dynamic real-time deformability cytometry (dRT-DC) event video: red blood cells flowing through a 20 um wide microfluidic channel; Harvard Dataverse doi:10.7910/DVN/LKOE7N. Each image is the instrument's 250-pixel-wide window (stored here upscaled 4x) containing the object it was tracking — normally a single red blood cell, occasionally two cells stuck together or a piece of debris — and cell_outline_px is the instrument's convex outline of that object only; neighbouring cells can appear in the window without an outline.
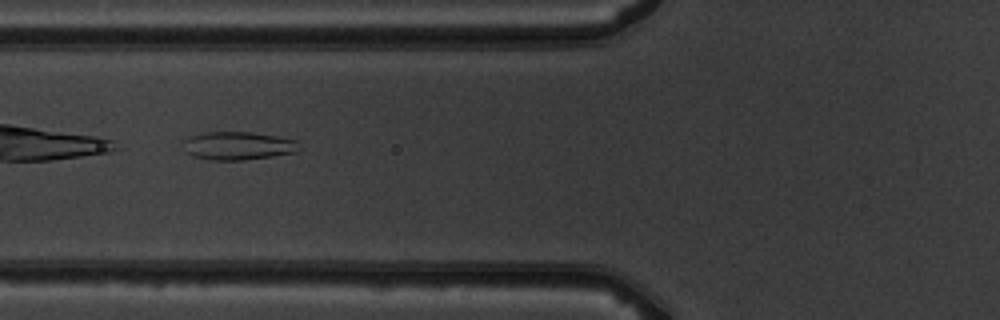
{"species": "common noctule bat (a hibernating species)", "species_latin": "Nyctalus noctula", "temperature_condition": "warm", "stored_images_in_passage": 9, "camera_frame_rate_fps": 3000, "um_per_image_px": 0.085, "animal": {"sex": "male", "body_mass_g": 19.5, "forearm_length_mm": 54.6}, "frame": {"image": 1, "passage_image": 6, "time_ms": 6.667, "image_size_px": [1000, 320], "cell_outline_px": [[300, 148], [296, 152], [272, 156], [244, 160], [212, 160], [192, 156], [184, 152], [184, 140], [188, 136], [204, 132], [252, 132], [276, 136], [296, 140]], "centroid_in_image_um": [20.19, 12.39], "position_along_channel_um": 105.6, "area_um2": 19.13}}
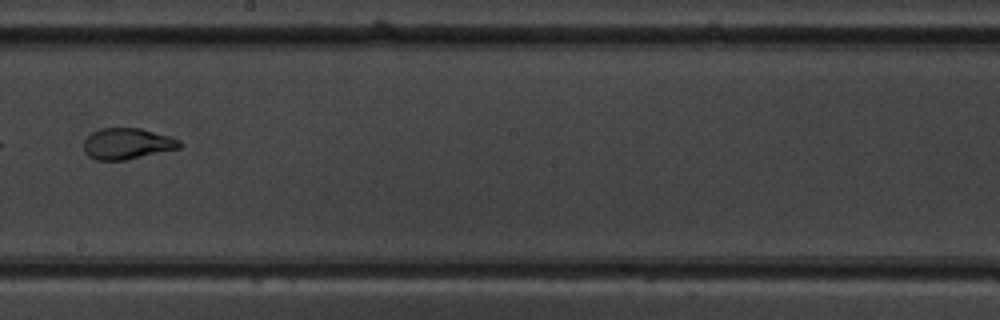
{"frame": {"image": 2, "passage_image": 9, "time_ms": 10.0, "image_size_px": [1000, 320], "cell_outline_px": [[184, 144], [180, 148], [124, 160], [96, 160], [88, 156], [84, 152], [84, 140], [92, 132], [100, 128], [140, 128], [172, 136], [180, 140]], "centroid_in_image_um": [10.83, 12.2], "position_along_channel_um": 237.4, "area_um2": 17.51}}